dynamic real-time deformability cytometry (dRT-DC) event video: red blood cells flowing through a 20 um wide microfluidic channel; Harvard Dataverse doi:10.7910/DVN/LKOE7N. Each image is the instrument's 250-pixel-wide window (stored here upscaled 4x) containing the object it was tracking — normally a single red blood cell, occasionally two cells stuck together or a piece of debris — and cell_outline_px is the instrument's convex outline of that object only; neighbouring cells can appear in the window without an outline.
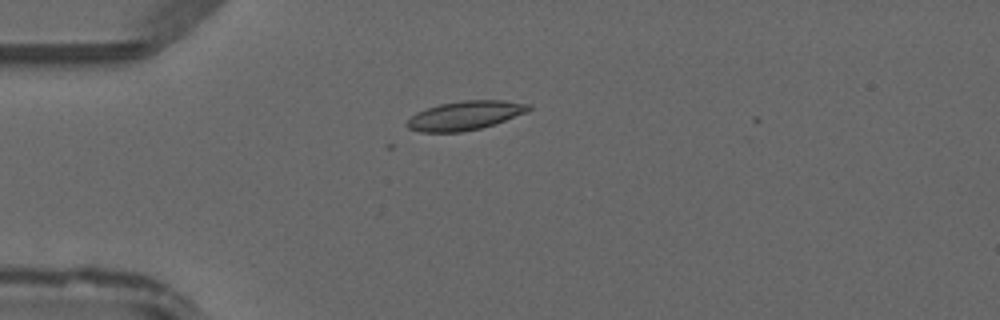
{"species": "common noctule bat (a hibernating species)", "species_latin": "Nyctalus noctula", "temperature_condition": "warm", "stored_images_in_passage": 6, "camera_frame_rate_fps": 3000, "um_per_image_px": 0.085, "animal": {"sex": "male", "forearm_length_mm": 52.5}, "frame": {"image": 1, "passage_image": 1, "time_ms": 0.0, "image_size_px": [1000, 320], "cell_outline_px": [[532, 108], [528, 112], [496, 124], [480, 128], [460, 132], [420, 132], [408, 128], [404, 124], [416, 112], [440, 104], [464, 100], [500, 100], [532, 104]], "centroid_in_image_um": [39.56, 9.82], "position_along_channel_um": 45.4, "area_um2": 20.63}}
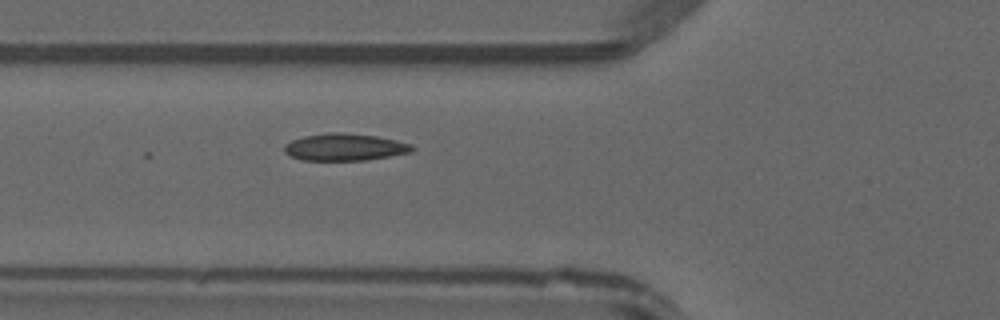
{"frame": {"image": 2, "passage_image": 6, "time_ms": 1.667, "image_size_px": [1000, 320], "cell_outline_px": [[416, 148], [412, 152], [364, 160], [304, 160], [292, 156], [284, 152], [284, 144], [292, 140], [304, 136], [328, 132], [344, 132], [376, 136], [396, 140], [412, 144]], "centroid_in_image_um": [29.32, 12.49], "position_along_channel_um": 96.5, "area_um2": 20.17}}